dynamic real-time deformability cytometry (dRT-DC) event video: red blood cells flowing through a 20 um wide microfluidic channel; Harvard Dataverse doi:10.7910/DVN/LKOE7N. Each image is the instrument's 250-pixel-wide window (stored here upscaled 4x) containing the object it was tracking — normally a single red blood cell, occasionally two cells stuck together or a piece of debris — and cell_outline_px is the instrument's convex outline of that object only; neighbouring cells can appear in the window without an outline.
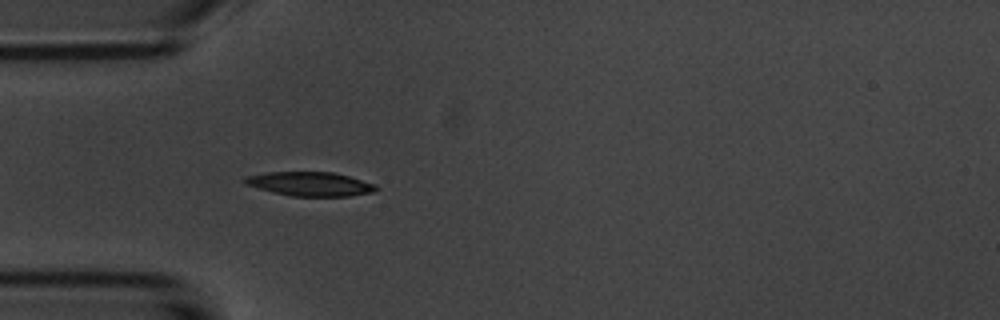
{"species": "common noctule bat (a hibernating species)", "species_latin": "Nyctalus noctula", "temperature_condition": "room temperature", "stored_images_in_passage": 39, "camera_frame_rate_fps": 3000, "um_per_image_px": 0.085, "animal": {"sex": "male", "body_mass_g": 20.1, "forearm_length_mm": 53.5}, "frame": {"image": 1, "passage_image": 1, "time_ms": 0.0, "image_size_px": [1000, 320], "cell_outline_px": [[380, 188], [372, 192], [348, 196], [292, 196], [272, 192], [244, 184], [240, 180], [244, 176], [264, 172], [332, 172], [348, 176], [376, 184]], "centroid_in_image_um": [26.3, 15.63], "position_along_channel_um": 58.7, "area_um2": 18.55}}
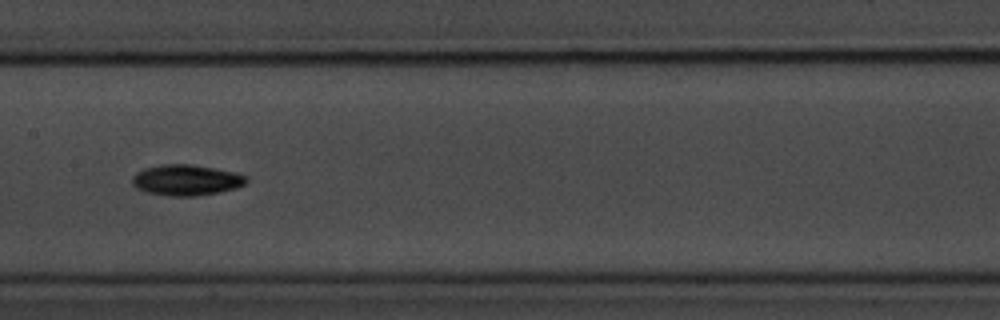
{"frame": {"image": 2, "passage_image": 12, "time_ms": 3.667, "image_size_px": [1000, 320], "cell_outline_px": [[248, 180], [244, 184], [236, 188], [220, 192], [196, 196], [168, 196], [148, 192], [136, 188], [132, 184], [132, 176], [136, 172], [144, 168], [160, 164], [192, 164], [216, 168], [236, 172], [248, 176]], "centroid_in_image_um": [15.84, 15.29], "position_along_channel_um": 191.6, "area_um2": 20.75}}
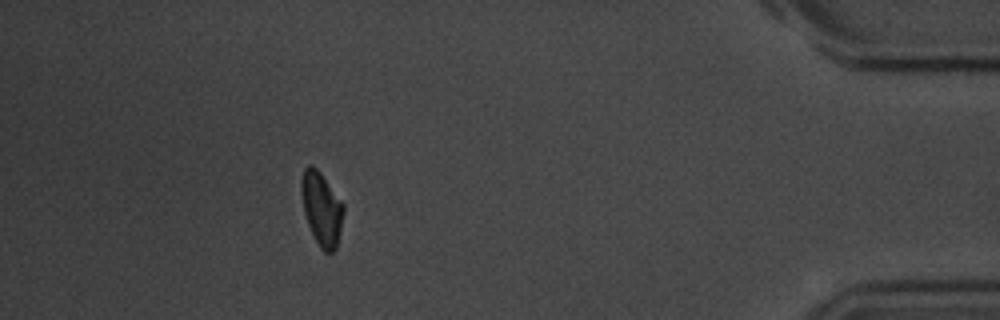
{"frame": {"image": 3, "passage_image": 34, "time_ms": 11.0, "image_size_px": [1000, 320], "cell_outline_px": [[344, 212], [336, 248], [332, 252], [324, 252], [320, 248], [308, 224], [304, 212], [300, 192], [300, 180], [304, 168], [308, 164], [312, 164], [320, 172], [344, 204]], "centroid_in_image_um": [27.32, 17.7], "position_along_channel_um": 407.9, "area_um2": 18.03}, "authors_computed_cell_mechanics": {"area_um2": 18.3804, "velocity_mm_per_s": 3.6836, "shape_relaxation_time_tau1_ms": 2.049, "shape_relaxation_time_tau2_ms": null, "deformation_change_tau1": 0.1078, "deformation_change_tau2": null}}